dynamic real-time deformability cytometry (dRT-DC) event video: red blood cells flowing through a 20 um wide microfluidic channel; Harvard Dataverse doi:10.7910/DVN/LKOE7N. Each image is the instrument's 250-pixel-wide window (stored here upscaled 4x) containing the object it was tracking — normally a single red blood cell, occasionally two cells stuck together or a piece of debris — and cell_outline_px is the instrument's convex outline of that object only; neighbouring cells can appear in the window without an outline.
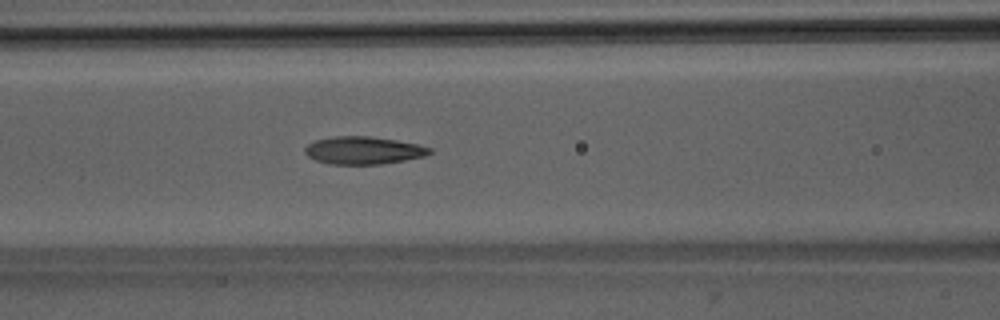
{"species": "Egyptian fruit bat (a non-hibernating species)", "species_latin": "Rousettus aegyptiacus", "temperature_condition": "room temperature", "stored_images_in_passage": 51, "camera_frame_rate_fps": 3000, "um_per_image_px": 0.085, "animal": {"sex": "male"}, "frame": {"image": 1, "passage_image": 22, "time_ms": 7.0, "image_size_px": [1000, 320], "cell_outline_px": [[432, 152], [424, 156], [404, 160], [380, 164], [328, 164], [316, 160], [308, 156], [304, 152], [304, 148], [308, 144], [316, 140], [336, 136], [368, 136], [396, 140], [416, 144], [432, 148]], "centroid_in_image_um": [30.87, 12.78], "position_along_channel_um": 135.7, "area_um2": 19.94}}
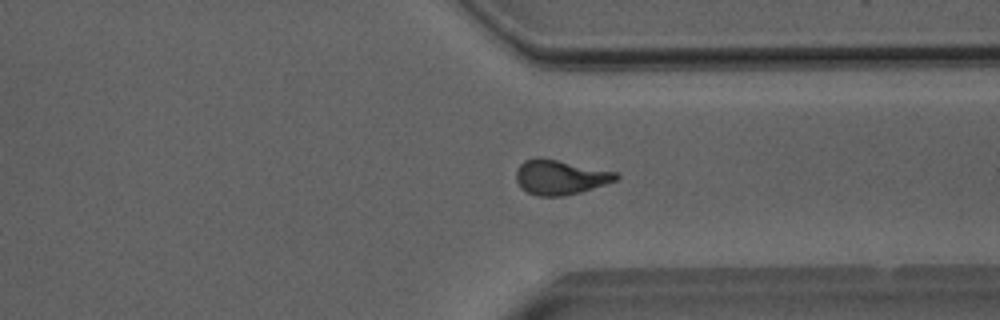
{"frame": {"image": 2, "passage_image": 39, "time_ms": 12.667, "image_size_px": [1000, 320], "cell_outline_px": [[620, 176], [616, 180], [580, 192], [564, 196], [540, 196], [528, 192], [520, 188], [516, 180], [516, 168], [524, 160], [536, 156], [540, 156], [616, 172]], "centroid_in_image_um": [47.56, 15.04], "position_along_channel_um": 363.8, "area_um2": 20.29}}
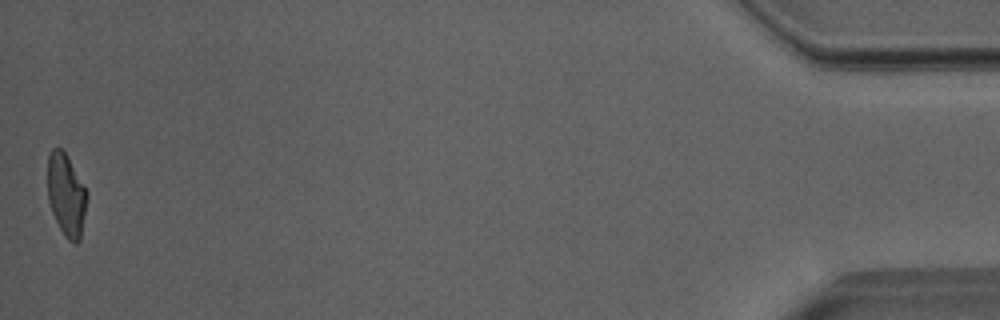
{"frame": {"image": 3, "passage_image": 51, "time_ms": 16.667, "image_size_px": [1000, 320], "cell_outline_px": [[88, 196], [80, 240], [76, 244], [72, 244], [64, 236], [52, 212], [48, 200], [48, 156], [52, 148], [60, 148], [64, 152], [88, 192]], "centroid_in_image_um": [5.64, 16.61], "position_along_channel_um": 429.6, "area_um2": 18.79}, "authors_computed_cell_mechanics": {"area_um2": 20.1144, "velocity_mm_per_s": 4.0274, "shape_relaxation_time_tau1_ms": 7.2725, "shape_relaxation_time_tau2_ms": 1.5645, "deformation_change_tau1": 0.2377, "deformation_change_tau2": 0.093}}